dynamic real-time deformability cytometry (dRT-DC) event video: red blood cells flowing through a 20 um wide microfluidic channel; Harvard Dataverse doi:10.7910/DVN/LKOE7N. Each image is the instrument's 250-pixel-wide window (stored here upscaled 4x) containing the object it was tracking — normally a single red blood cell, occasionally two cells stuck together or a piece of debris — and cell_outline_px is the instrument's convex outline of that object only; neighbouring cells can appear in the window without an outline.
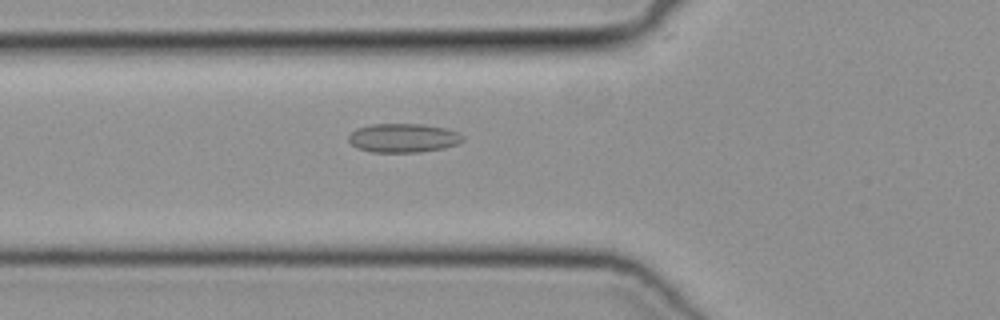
{"species": "common noctule bat (a hibernating species)", "species_latin": "Nyctalus noctula", "temperature_condition": "cold", "stored_images_in_passage": 36, "camera_frame_rate_fps": 3000, "um_per_image_px": 0.085, "animal": {"sex": "female", "body_mass_g": 19.3, "forearm_length_mm": 54.1}, "frame": {"image": 1, "passage_image": 5, "time_ms": 1.333, "image_size_px": [1000, 320], "cell_outline_px": [[464, 140], [456, 144], [440, 148], [420, 152], [368, 152], [356, 148], [348, 140], [348, 136], [356, 128], [372, 124], [424, 124], [448, 128], [464, 136]], "centroid_in_image_um": [34.25, 11.72], "position_along_channel_um": 91.6, "area_um2": 19.31}}
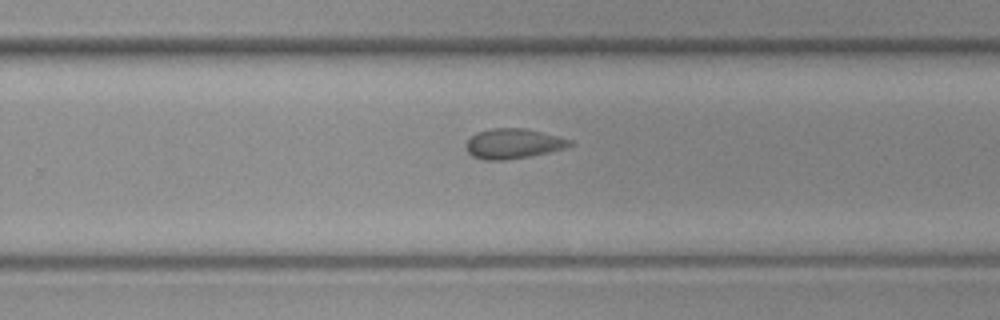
{"frame": {"image": 2, "passage_image": 19, "time_ms": 6.0, "image_size_px": [1000, 320], "cell_outline_px": [[572, 144], [564, 148], [548, 152], [528, 156], [504, 160], [484, 160], [472, 156], [464, 148], [464, 144], [476, 132], [492, 128], [524, 128], [560, 136], [572, 140]], "centroid_in_image_um": [43.58, 12.2], "position_along_channel_um": 286.2, "area_um2": 18.15}}
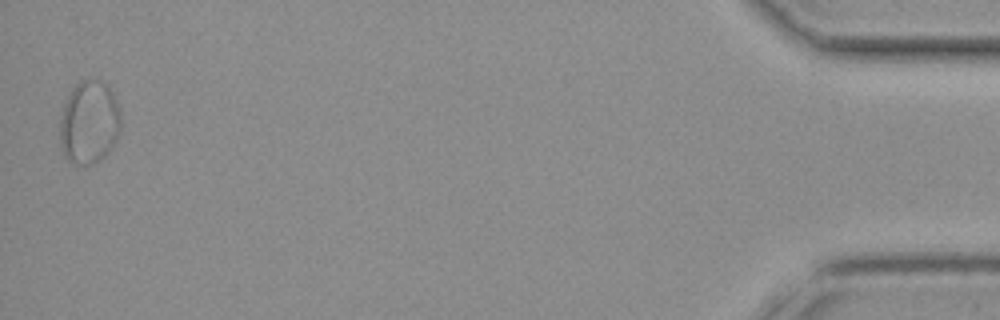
{"frame": {"image": 3, "passage_image": 36, "time_ms": 11.667, "image_size_px": [1000, 320], "cell_outline_px": [[120, 128], [116, 140], [108, 152], [100, 160], [92, 164], [72, 164], [64, 156], [60, 148], [60, 116], [64, 104], [72, 88], [80, 80], [104, 80], [112, 92], [116, 100], [120, 112]], "centroid_in_image_um": [7.56, 10.41], "position_along_channel_um": 427.6, "area_um2": 29.77}}